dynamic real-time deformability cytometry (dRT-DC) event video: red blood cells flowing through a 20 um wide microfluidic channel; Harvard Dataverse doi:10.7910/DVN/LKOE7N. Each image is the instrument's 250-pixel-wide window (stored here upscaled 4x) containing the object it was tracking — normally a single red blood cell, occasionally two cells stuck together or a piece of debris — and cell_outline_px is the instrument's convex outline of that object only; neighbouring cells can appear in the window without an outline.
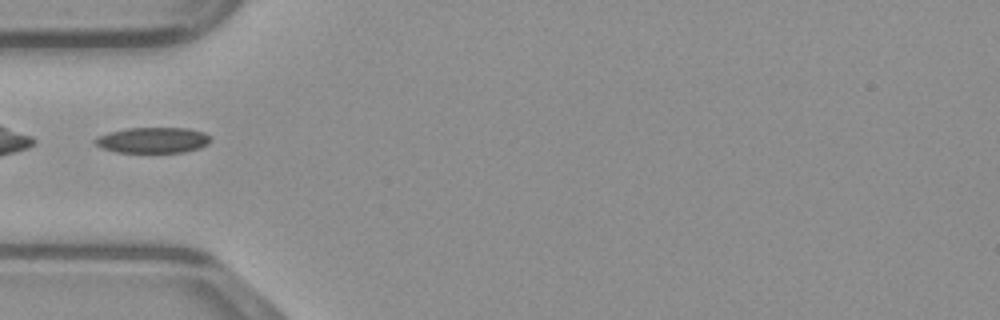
{"species": "common noctule bat (a hibernating species)", "species_latin": "Nyctalus noctula", "temperature_condition": "warm", "stored_images_in_passage": 34, "camera_frame_rate_fps": 3000, "um_per_image_px": 0.085, "animal": {"sex": "male", "body_mass_g": 23.1, "forearm_length_mm": 52.7}, "frame": {"image": 1, "passage_image": 1, "time_ms": 0.0, "image_size_px": [1000, 320], "cell_outline_px": [[212, 140], [208, 144], [200, 148], [184, 152], [116, 152], [100, 148], [92, 140], [108, 132], [128, 128], [188, 128], [204, 132], [212, 136]], "centroid_in_image_um": [13.03, 11.91], "position_along_channel_um": 72.0, "area_um2": 17.46}}
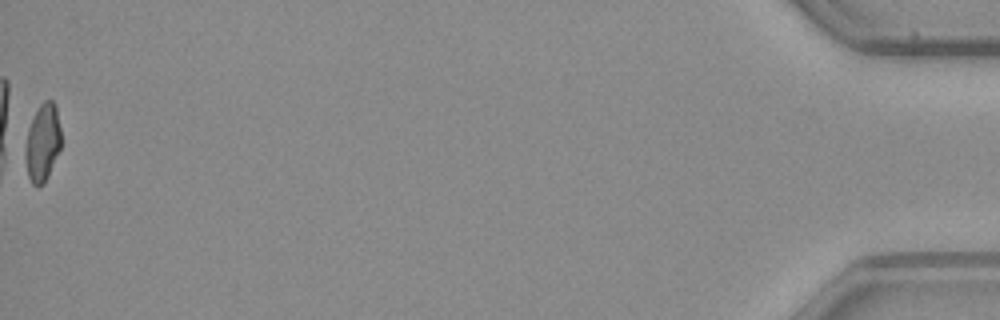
{"frame": {"image": 2, "passage_image": 34, "time_ms": 11.0, "image_size_px": [1000, 320], "cell_outline_px": [[60, 148], [48, 176], [44, 184], [36, 188], [32, 184], [28, 176], [20, 156], [20, 152], [28, 128], [40, 104], [44, 100], [52, 100], [56, 104], [60, 128]], "centroid_in_image_um": [3.54, 12.19], "position_along_channel_um": 431.7, "area_um2": 16.99}}